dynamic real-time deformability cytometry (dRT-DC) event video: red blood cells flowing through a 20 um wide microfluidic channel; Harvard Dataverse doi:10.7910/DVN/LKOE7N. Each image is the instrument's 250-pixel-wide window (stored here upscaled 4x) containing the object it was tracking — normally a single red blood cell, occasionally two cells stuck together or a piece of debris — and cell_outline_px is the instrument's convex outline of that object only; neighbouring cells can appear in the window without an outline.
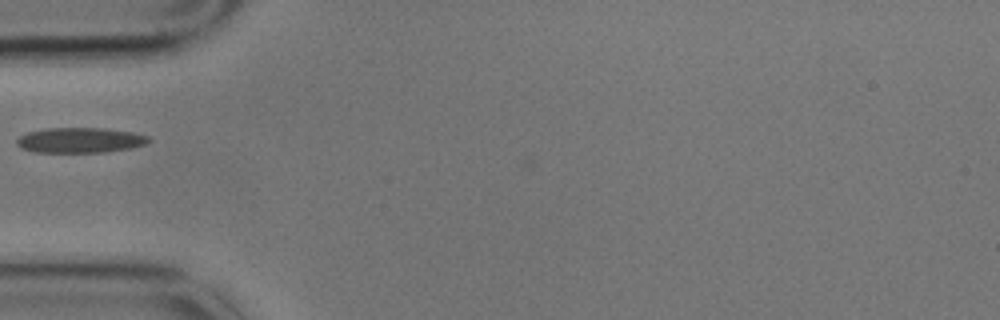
{"species": "common noctule bat (a hibernating species)", "species_latin": "Nyctalus noctula", "temperature_condition": "cold", "stored_images_in_passage": 34, "camera_frame_rate_fps": 3000, "um_per_image_px": 0.085, "animal": {"sex": "male", "body_mass_g": 17.9}, "frame": {"image": 1, "passage_image": 1, "time_ms": 0.0, "image_size_px": [1000, 320], "cell_outline_px": [[152, 140], [144, 144], [132, 148], [108, 152], [36, 152], [20, 148], [16, 144], [16, 140], [20, 136], [28, 132], [48, 128], [104, 128], [132, 132], [148, 136]], "centroid_in_image_um": [6.81, 11.92], "position_along_channel_um": 78.2, "area_um2": 19.42}}
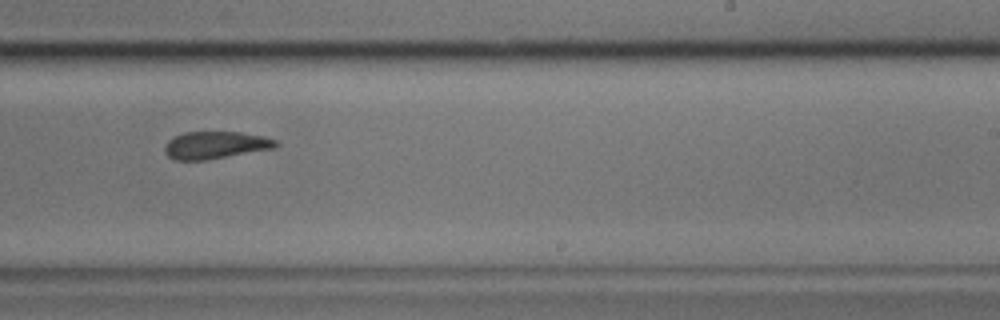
{"frame": {"image": 2, "passage_image": 18, "time_ms": 5.667, "image_size_px": [1000, 320], "cell_outline_px": [[280, 144], [276, 148], [208, 160], [176, 160], [168, 156], [164, 152], [164, 148], [168, 140], [184, 132], [240, 132], [264, 136], [276, 140]], "centroid_in_image_um": [18.34, 12.34], "position_along_channel_um": 270.7, "area_um2": 17.86}}
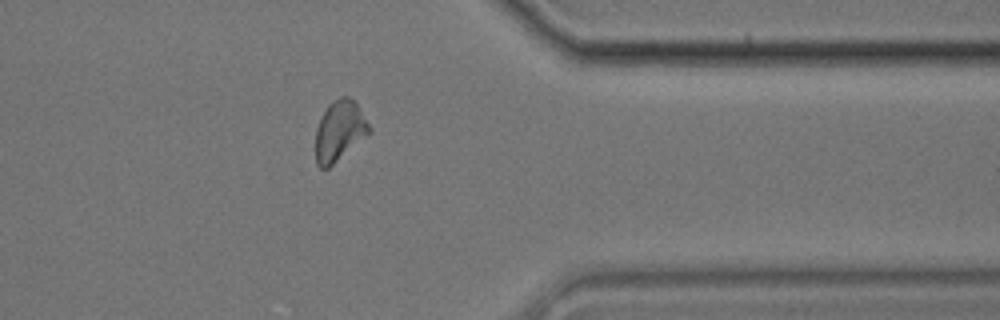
{"frame": {"image": 3, "passage_image": 29, "time_ms": 9.333, "image_size_px": [1000, 320], "cell_outline_px": [[372, 132], [328, 168], [320, 168], [316, 164], [316, 128], [328, 104], [332, 100], [340, 96], [348, 96], [356, 104], [372, 128]], "centroid_in_image_um": [28.86, 11.12], "position_along_channel_um": 382.5, "area_um2": 18.79}}